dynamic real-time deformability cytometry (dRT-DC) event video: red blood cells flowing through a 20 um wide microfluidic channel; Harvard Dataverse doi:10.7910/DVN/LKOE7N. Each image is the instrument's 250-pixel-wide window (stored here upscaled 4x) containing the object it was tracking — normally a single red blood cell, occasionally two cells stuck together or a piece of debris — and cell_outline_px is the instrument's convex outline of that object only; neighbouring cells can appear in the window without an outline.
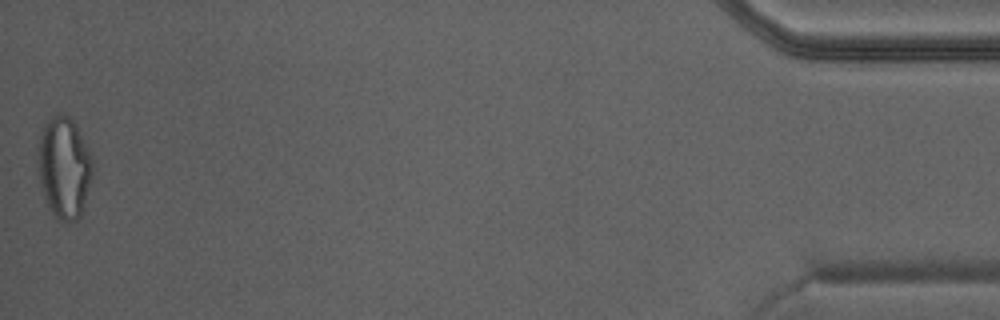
{"species": "Egyptian fruit bat (a non-hibernating species)", "species_latin": "Rousettus aegyptiacus", "temperature_condition": "warm", "stored_images_in_passage": 29, "camera_frame_rate_fps": 3000, "um_per_image_px": 0.085, "animal": {"sex": "male"}, "frame": {"image": 1, "passage_image": 29, "time_ms": 9.333, "image_size_px": [1000, 320], "cell_outline_px": [[92, 172], [80, 216], [76, 220], [56, 220], [48, 208], [44, 196], [40, 180], [36, 148], [40, 136], [48, 120], [52, 116], [60, 112], [64, 112], [76, 124], [92, 160]], "centroid_in_image_um": [5.41, 14.22], "position_along_channel_um": 429.8, "area_um2": 31.91}}